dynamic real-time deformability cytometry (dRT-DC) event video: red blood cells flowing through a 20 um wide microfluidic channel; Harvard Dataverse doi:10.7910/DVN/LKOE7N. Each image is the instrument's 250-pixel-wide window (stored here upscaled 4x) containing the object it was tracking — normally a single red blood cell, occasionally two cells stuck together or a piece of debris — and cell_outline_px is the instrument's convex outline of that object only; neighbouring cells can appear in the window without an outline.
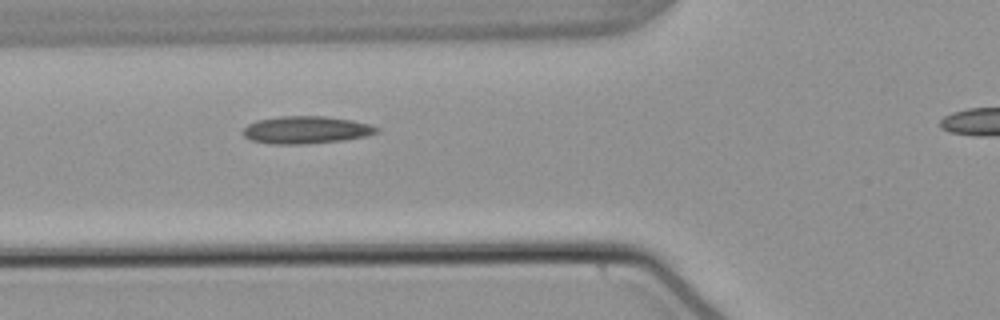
{"species": "common noctule bat (a hibernating species)", "species_latin": "Nyctalus noctula", "temperature_condition": "warm", "stored_images_in_passage": 40, "camera_frame_rate_fps": 3000, "um_per_image_px": 0.085, "animal": {"sex": "male", "body_mass_g": 21.5, "forearm_length_mm": 52.0}, "frame": {"image": 1, "passage_image": 13, "time_ms": 4.0, "image_size_px": [1000, 320], "cell_outline_px": [[380, 132], [364, 136], [344, 140], [304, 144], [272, 144], [252, 140], [244, 136], [244, 128], [248, 124], [256, 120], [280, 116], [324, 116], [352, 120], [368, 124], [380, 128]], "centroid_in_image_um": [26.03, 11.04], "position_along_channel_um": 99.8, "area_um2": 21.33}}
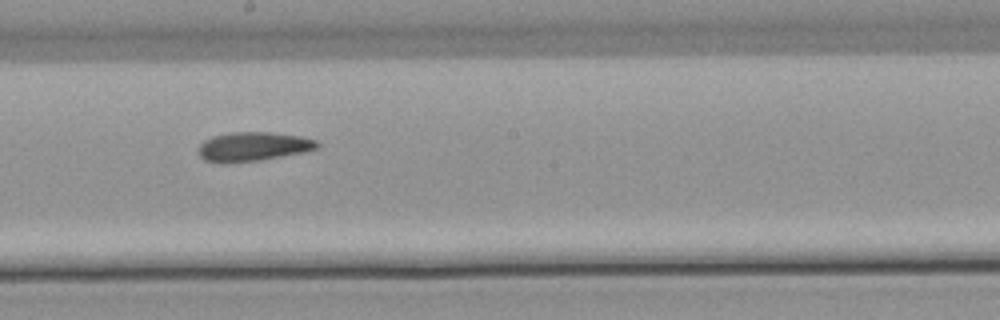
{"frame": {"image": 2, "passage_image": 23, "time_ms": 7.333, "image_size_px": [1000, 320], "cell_outline_px": [[320, 144], [316, 148], [300, 152], [260, 160], [204, 160], [200, 156], [200, 144], [204, 140], [212, 136], [228, 132], [268, 132], [300, 136], [316, 140]], "centroid_in_image_um": [21.54, 12.4], "position_along_channel_um": 226.7, "area_um2": 19.19}}
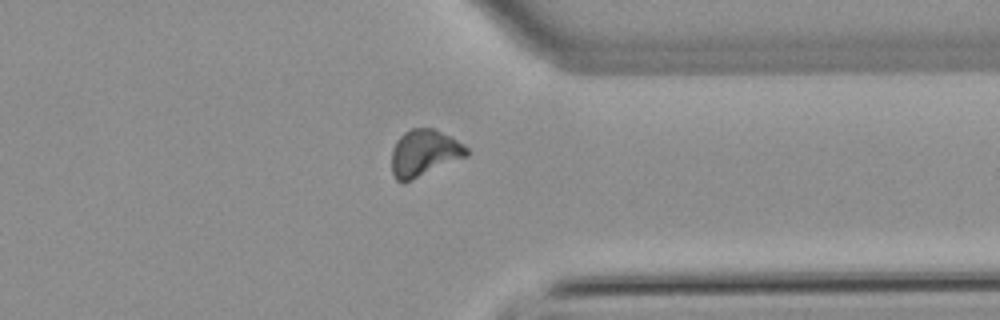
{"frame": {"image": 3, "passage_image": 35, "time_ms": 11.333, "image_size_px": [1000, 320], "cell_outline_px": [[468, 156], [404, 184], [396, 180], [392, 172], [392, 148], [396, 140], [404, 132], [412, 128], [432, 128], [456, 140], [468, 148]], "centroid_in_image_um": [36.03, 13.04], "position_along_channel_um": 375.4, "area_um2": 20.46}}